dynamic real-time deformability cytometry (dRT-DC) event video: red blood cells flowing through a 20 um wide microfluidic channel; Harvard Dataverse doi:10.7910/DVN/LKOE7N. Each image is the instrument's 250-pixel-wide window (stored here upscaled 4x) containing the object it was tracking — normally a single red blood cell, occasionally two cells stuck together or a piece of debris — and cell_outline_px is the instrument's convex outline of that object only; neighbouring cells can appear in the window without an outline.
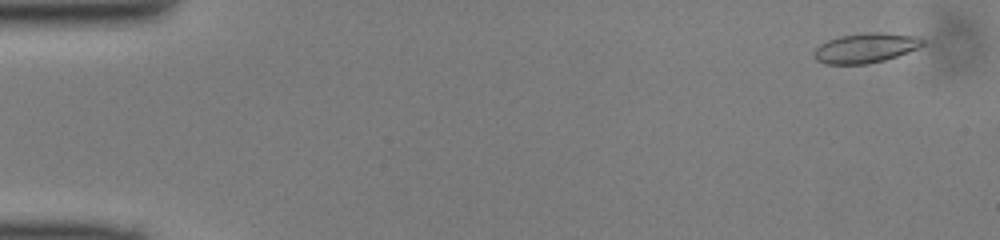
{"species": "common noctule bat (a hibernating species)", "species_latin": "Nyctalus noctula", "temperature_condition": "cold", "stored_images_in_passage": 49, "camera_frame_rate_fps": 3000, "um_per_image_px": 0.085, "animal": {"sex": "male", "body_mass_g": 13.0, "forearm_length_mm": 53.1}, "frame": {"image": 1, "passage_image": 2, "time_ms": 0.333, "image_size_px": [1000, 240], "cell_outline_px": [[924, 44], [908, 52], [884, 60], [868, 64], [824, 64], [816, 60], [812, 56], [812, 52], [820, 44], [828, 40], [840, 36], [868, 32], [880, 32], [916, 36], [924, 40]], "centroid_in_image_um": [73.53, 4.08], "position_along_channel_um": 11.5, "area_um2": 18.84}}
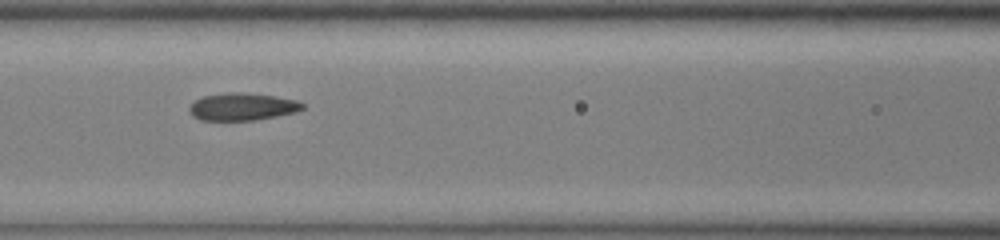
{"frame": {"image": 2, "passage_image": 21, "time_ms": 6.667, "image_size_px": [1000, 240], "cell_outline_px": [[304, 108], [296, 112], [256, 120], [200, 120], [192, 116], [188, 108], [196, 100], [204, 96], [228, 92], [236, 92], [272, 96], [296, 100], [304, 104]], "centroid_in_image_um": [20.58, 9.08], "position_along_channel_um": 146.0, "area_um2": 17.86}}
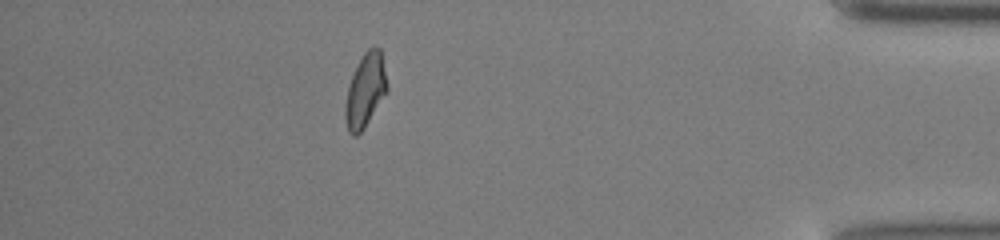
{"frame": {"image": 3, "passage_image": 43, "time_ms": 14.0, "image_size_px": [1000, 240], "cell_outline_px": [[388, 92], [364, 128], [356, 136], [352, 136], [348, 132], [344, 120], [344, 108], [348, 88], [352, 76], [364, 52], [372, 44], [380, 48], [388, 88]], "centroid_in_image_um": [31.05, 7.72], "position_along_channel_um": 404.1, "area_um2": 18.03}}